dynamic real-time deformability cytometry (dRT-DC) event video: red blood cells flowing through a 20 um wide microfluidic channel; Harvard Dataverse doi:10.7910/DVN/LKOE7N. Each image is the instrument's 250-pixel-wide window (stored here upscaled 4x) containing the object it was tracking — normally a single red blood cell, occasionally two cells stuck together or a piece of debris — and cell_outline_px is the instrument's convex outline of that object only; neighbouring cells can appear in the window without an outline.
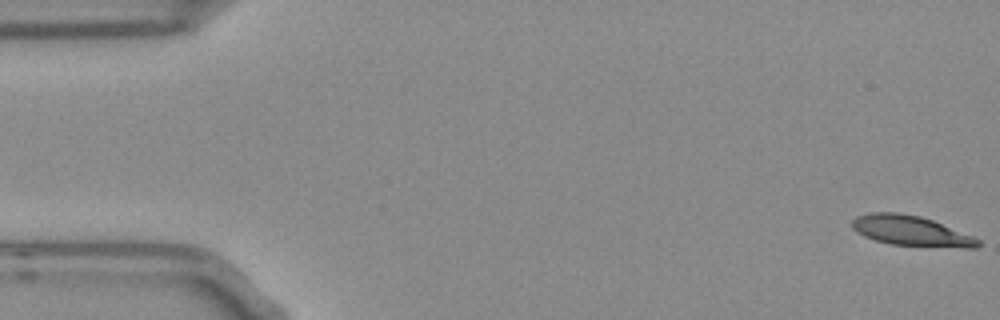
{"species": "Egyptian fruit bat (a non-hibernating species)", "species_latin": "Rousettus aegyptiacus", "temperature_condition": "room temperature", "stored_images_in_passage": 54, "camera_frame_rate_fps": 3000, "um_per_image_px": 0.085, "frame": {"image": 1, "passage_image": 1, "time_ms": 0.0, "image_size_px": [1000, 320], "cell_outline_px": [[980, 244], [976, 248], [964, 248], [892, 244], [876, 240], [864, 236], [856, 232], [852, 228], [852, 220], [856, 216], [872, 212], [896, 212], [920, 216], [932, 220], [972, 236], [980, 240]], "centroid_in_image_um": [77.41, 19.62], "position_along_channel_um": 7.6, "area_um2": 21.91}}
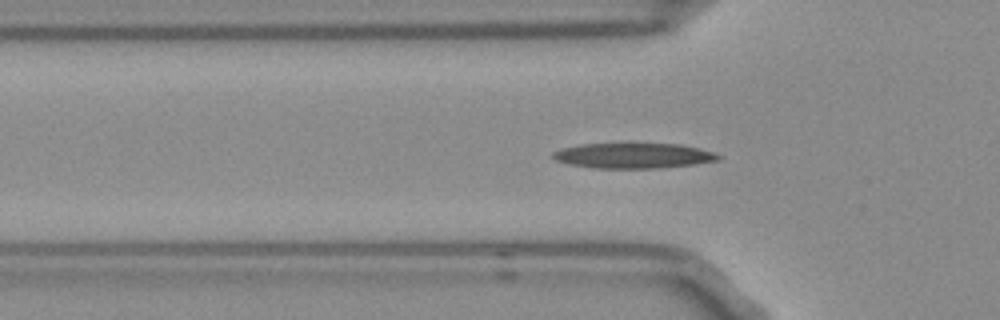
{"frame": {"image": 2, "passage_image": 17, "time_ms": 5.333, "image_size_px": [1000, 320], "cell_outline_px": [[720, 160], [696, 164], [660, 168], [592, 168], [568, 164], [556, 160], [552, 156], [552, 152], [560, 148], [580, 144], [680, 144], [712, 152], [720, 156]], "centroid_in_image_um": [53.79, 13.24], "position_along_channel_um": 72.0, "area_um2": 24.28}}
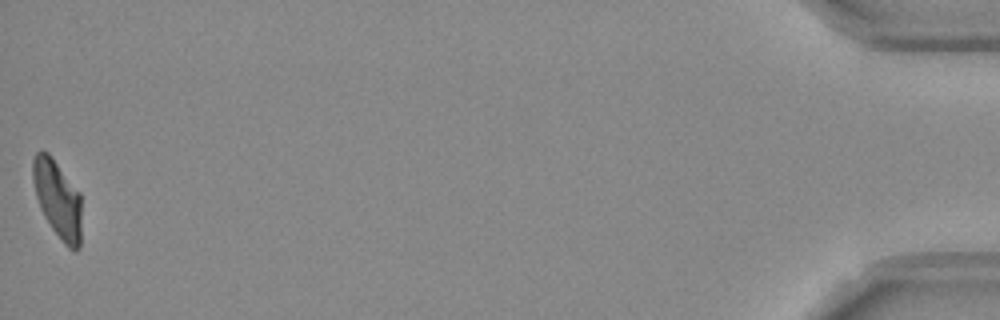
{"frame": {"image": 3, "passage_image": 54, "time_ms": 17.667, "image_size_px": [1000, 320], "cell_outline_px": [[80, 248], [76, 252], [68, 248], [64, 244], [52, 228], [44, 216], [40, 208], [36, 196], [32, 180], [32, 160], [36, 152], [48, 152], [52, 156], [80, 192]], "centroid_in_image_um": [4.89, 16.91], "position_along_channel_um": 430.3, "area_um2": 22.14}, "authors_computed_cell_mechanics": {"area_um2": 22.8599, "velocity_mm_per_s": 3.7381, "shape_relaxation_time_tau1_ms": 7.2726, "shape_relaxation_time_tau2_ms": 2.0286, "deformation_change_tau1": 0.2338, "deformation_change_tau2": 0.0966}}